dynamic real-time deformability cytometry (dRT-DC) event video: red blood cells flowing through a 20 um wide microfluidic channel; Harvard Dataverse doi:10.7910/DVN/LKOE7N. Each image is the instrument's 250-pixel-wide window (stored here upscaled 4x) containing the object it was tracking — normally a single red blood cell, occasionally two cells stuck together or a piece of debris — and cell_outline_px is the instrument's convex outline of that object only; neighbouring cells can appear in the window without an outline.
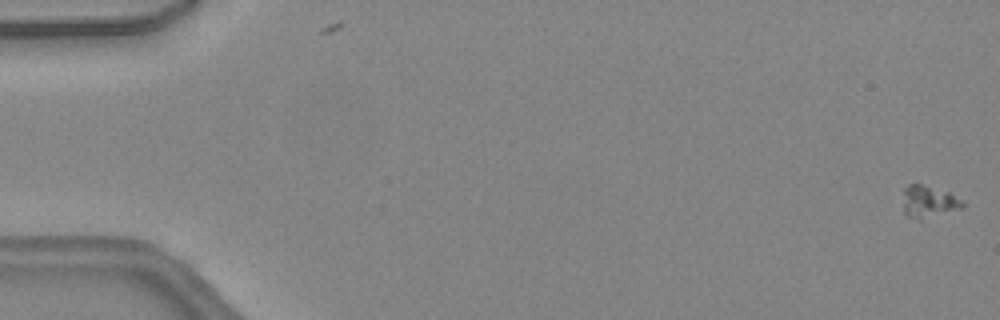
{"species": "common noctule bat (a hibernating species)", "species_latin": "Nyctalus noctula", "temperature_condition": "warm", "stored_images_in_passage": 47, "camera_frame_rate_fps": 3000, "um_per_image_px": 0.085, "animal": {"sex": "female", "body_mass_g": 24.6, "forearm_length_mm": 56.2}, "frame": {"image": 1, "passage_image": 1, "time_ms": 0.0, "image_size_px": [1000, 320], "cell_outline_px": [[964, 204], [960, 208], [920, 220], [908, 216], [904, 212], [904, 188], [908, 184], [920, 184], [948, 192], [960, 200]], "centroid_in_image_um": [78.89, 17.14], "position_along_channel_um": 6.1, "area_um2": 10.69}}
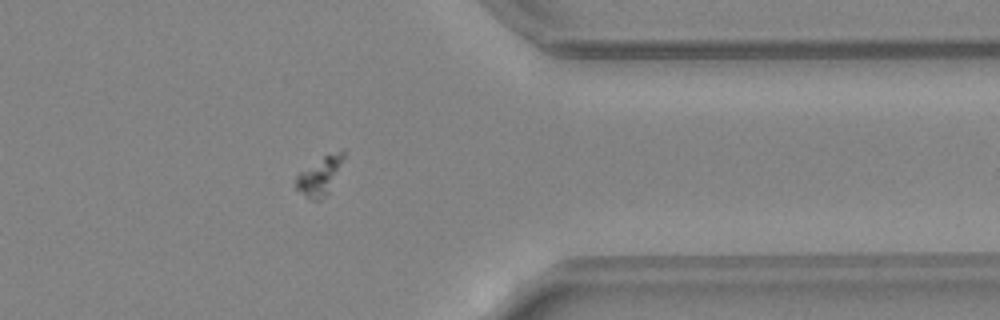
{"frame": {"image": 2, "passage_image": 38, "time_ms": 12.333, "image_size_px": [1000, 320], "cell_outline_px": [[344, 156], [328, 192], [320, 200], [312, 200], [296, 188], [296, 176], [300, 172], [324, 156], [344, 148]], "centroid_in_image_um": [27.17, 14.94], "position_along_channel_um": 384.2, "area_um2": 10.0}}
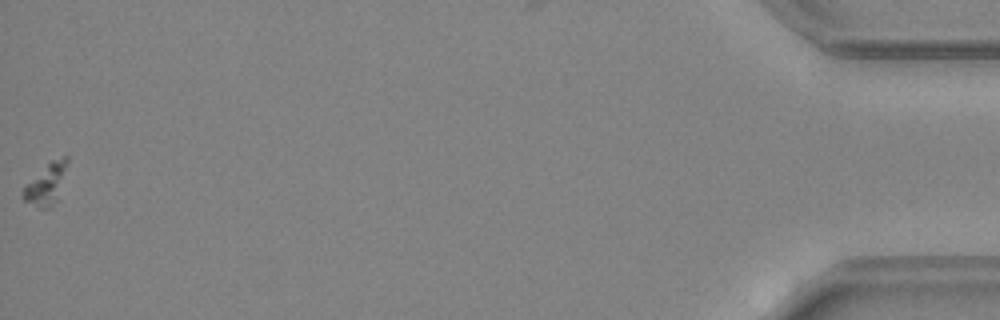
{"frame": {"image": 3, "passage_image": 47, "time_ms": 15.333, "image_size_px": [1000, 320], "cell_outline_px": [[68, 160], [56, 200], [48, 208], [40, 208], [24, 200], [24, 184], [52, 160], [64, 156], [68, 156]], "centroid_in_image_um": [3.9, 15.62], "position_along_channel_um": 431.3, "area_um2": 10.0}}